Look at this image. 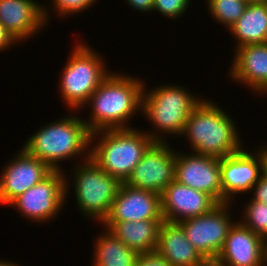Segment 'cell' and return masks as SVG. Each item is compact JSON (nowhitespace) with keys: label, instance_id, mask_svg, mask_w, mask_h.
I'll use <instances>...</instances> for the list:
<instances>
[{"label":"cell","instance_id":"cell-1","mask_svg":"<svg viewBox=\"0 0 267 266\" xmlns=\"http://www.w3.org/2000/svg\"><path fill=\"white\" fill-rule=\"evenodd\" d=\"M119 72L113 70L81 109L85 111L86 107L90 110L87 111L90 113L88 118L83 120L91 133L133 128V117L141 115L144 79Z\"/></svg>","mask_w":267,"mask_h":266},{"label":"cell","instance_id":"cell-2","mask_svg":"<svg viewBox=\"0 0 267 266\" xmlns=\"http://www.w3.org/2000/svg\"><path fill=\"white\" fill-rule=\"evenodd\" d=\"M78 112L68 111L65 116L62 114L58 119L41 124L42 127L29 135L21 147L52 170L64 171L62 162L68 160H74L73 165L87 160L90 158L91 132L83 120L84 116Z\"/></svg>","mask_w":267,"mask_h":266},{"label":"cell","instance_id":"cell-3","mask_svg":"<svg viewBox=\"0 0 267 266\" xmlns=\"http://www.w3.org/2000/svg\"><path fill=\"white\" fill-rule=\"evenodd\" d=\"M215 100L204 97L189 115L182 135L185 145L196 154L224 158L246 145L236 124L237 119ZM243 141V142H242Z\"/></svg>","mask_w":267,"mask_h":266},{"label":"cell","instance_id":"cell-4","mask_svg":"<svg viewBox=\"0 0 267 266\" xmlns=\"http://www.w3.org/2000/svg\"><path fill=\"white\" fill-rule=\"evenodd\" d=\"M180 84L163 82L150 88L144 83L141 116L151 129L143 130L155 142H170L172 136L180 138L189 115L204 98Z\"/></svg>","mask_w":267,"mask_h":266},{"label":"cell","instance_id":"cell-5","mask_svg":"<svg viewBox=\"0 0 267 266\" xmlns=\"http://www.w3.org/2000/svg\"><path fill=\"white\" fill-rule=\"evenodd\" d=\"M70 48L68 60L58 76L57 94L68 111H80L112 71L107 67L106 58L84 39H77Z\"/></svg>","mask_w":267,"mask_h":266},{"label":"cell","instance_id":"cell-6","mask_svg":"<svg viewBox=\"0 0 267 266\" xmlns=\"http://www.w3.org/2000/svg\"><path fill=\"white\" fill-rule=\"evenodd\" d=\"M72 169V170H71ZM72 173H69V172ZM66 204L72 192L79 215L101 225L109 215L122 181L100 169L91 158L65 169ZM70 174V175H69ZM71 189V191H70ZM73 190V191H72Z\"/></svg>","mask_w":267,"mask_h":266},{"label":"cell","instance_id":"cell-7","mask_svg":"<svg viewBox=\"0 0 267 266\" xmlns=\"http://www.w3.org/2000/svg\"><path fill=\"white\" fill-rule=\"evenodd\" d=\"M155 141L140 127L91 133L90 158L103 171L125 182Z\"/></svg>","mask_w":267,"mask_h":266},{"label":"cell","instance_id":"cell-8","mask_svg":"<svg viewBox=\"0 0 267 266\" xmlns=\"http://www.w3.org/2000/svg\"><path fill=\"white\" fill-rule=\"evenodd\" d=\"M65 172L53 170L41 182L15 198L11 206L22 218L43 225L54 222L66 205ZM43 223V224H40Z\"/></svg>","mask_w":267,"mask_h":266},{"label":"cell","instance_id":"cell-9","mask_svg":"<svg viewBox=\"0 0 267 266\" xmlns=\"http://www.w3.org/2000/svg\"><path fill=\"white\" fill-rule=\"evenodd\" d=\"M234 205V203H219L204 215L179 222L188 241L204 259H217L222 251L229 230L238 219L236 215L233 217V214H236L232 212Z\"/></svg>","mask_w":267,"mask_h":266},{"label":"cell","instance_id":"cell-10","mask_svg":"<svg viewBox=\"0 0 267 266\" xmlns=\"http://www.w3.org/2000/svg\"><path fill=\"white\" fill-rule=\"evenodd\" d=\"M258 145L251 151L247 146L236 154L221 158V184L226 203L233 204L237 197L249 195L264 173L263 145Z\"/></svg>","mask_w":267,"mask_h":266},{"label":"cell","instance_id":"cell-11","mask_svg":"<svg viewBox=\"0 0 267 266\" xmlns=\"http://www.w3.org/2000/svg\"><path fill=\"white\" fill-rule=\"evenodd\" d=\"M176 147L154 142L135 166L125 184L159 195L175 180Z\"/></svg>","mask_w":267,"mask_h":266},{"label":"cell","instance_id":"cell-12","mask_svg":"<svg viewBox=\"0 0 267 266\" xmlns=\"http://www.w3.org/2000/svg\"><path fill=\"white\" fill-rule=\"evenodd\" d=\"M220 165L221 158L176 149L175 180L225 203Z\"/></svg>","mask_w":267,"mask_h":266},{"label":"cell","instance_id":"cell-13","mask_svg":"<svg viewBox=\"0 0 267 266\" xmlns=\"http://www.w3.org/2000/svg\"><path fill=\"white\" fill-rule=\"evenodd\" d=\"M0 172V205L8 206L15 198L41 182L53 170L23 147L15 151Z\"/></svg>","mask_w":267,"mask_h":266},{"label":"cell","instance_id":"cell-14","mask_svg":"<svg viewBox=\"0 0 267 266\" xmlns=\"http://www.w3.org/2000/svg\"><path fill=\"white\" fill-rule=\"evenodd\" d=\"M232 54L231 65L226 71L228 78L258 97L267 89V43L244 45L233 50Z\"/></svg>","mask_w":267,"mask_h":266},{"label":"cell","instance_id":"cell-15","mask_svg":"<svg viewBox=\"0 0 267 266\" xmlns=\"http://www.w3.org/2000/svg\"><path fill=\"white\" fill-rule=\"evenodd\" d=\"M218 204L209 194L190 188L176 180L171 182L161 193L164 221L172 223L204 215Z\"/></svg>","mask_w":267,"mask_h":266},{"label":"cell","instance_id":"cell-16","mask_svg":"<svg viewBox=\"0 0 267 266\" xmlns=\"http://www.w3.org/2000/svg\"><path fill=\"white\" fill-rule=\"evenodd\" d=\"M42 3L39 0H0V23L20 44L48 29Z\"/></svg>","mask_w":267,"mask_h":266},{"label":"cell","instance_id":"cell-17","mask_svg":"<svg viewBox=\"0 0 267 266\" xmlns=\"http://www.w3.org/2000/svg\"><path fill=\"white\" fill-rule=\"evenodd\" d=\"M137 220H164L161 195L131 187L123 182L104 221Z\"/></svg>","mask_w":267,"mask_h":266},{"label":"cell","instance_id":"cell-18","mask_svg":"<svg viewBox=\"0 0 267 266\" xmlns=\"http://www.w3.org/2000/svg\"><path fill=\"white\" fill-rule=\"evenodd\" d=\"M264 239L237 220L217 259L229 266H264Z\"/></svg>","mask_w":267,"mask_h":266},{"label":"cell","instance_id":"cell-19","mask_svg":"<svg viewBox=\"0 0 267 266\" xmlns=\"http://www.w3.org/2000/svg\"><path fill=\"white\" fill-rule=\"evenodd\" d=\"M155 251L172 266H202L205 261L179 223L162 222Z\"/></svg>","mask_w":267,"mask_h":266},{"label":"cell","instance_id":"cell-20","mask_svg":"<svg viewBox=\"0 0 267 266\" xmlns=\"http://www.w3.org/2000/svg\"><path fill=\"white\" fill-rule=\"evenodd\" d=\"M164 220L103 221L108 228L130 249L139 254L156 250L159 228Z\"/></svg>","mask_w":267,"mask_h":266},{"label":"cell","instance_id":"cell-21","mask_svg":"<svg viewBox=\"0 0 267 266\" xmlns=\"http://www.w3.org/2000/svg\"><path fill=\"white\" fill-rule=\"evenodd\" d=\"M234 50L249 44L267 43V2L249 3L244 14L228 29Z\"/></svg>","mask_w":267,"mask_h":266},{"label":"cell","instance_id":"cell-22","mask_svg":"<svg viewBox=\"0 0 267 266\" xmlns=\"http://www.w3.org/2000/svg\"><path fill=\"white\" fill-rule=\"evenodd\" d=\"M101 227L93 238L91 266H135L140 254L126 246L108 228Z\"/></svg>","mask_w":267,"mask_h":266},{"label":"cell","instance_id":"cell-23","mask_svg":"<svg viewBox=\"0 0 267 266\" xmlns=\"http://www.w3.org/2000/svg\"><path fill=\"white\" fill-rule=\"evenodd\" d=\"M206 1V2H205ZM206 13L217 22L228 29L244 14L248 1L237 0H205Z\"/></svg>","mask_w":267,"mask_h":266},{"label":"cell","instance_id":"cell-24","mask_svg":"<svg viewBox=\"0 0 267 266\" xmlns=\"http://www.w3.org/2000/svg\"><path fill=\"white\" fill-rule=\"evenodd\" d=\"M245 204L241 206V215L238 220L263 239L267 238V204L259 201L245 199Z\"/></svg>","mask_w":267,"mask_h":266},{"label":"cell","instance_id":"cell-25","mask_svg":"<svg viewBox=\"0 0 267 266\" xmlns=\"http://www.w3.org/2000/svg\"><path fill=\"white\" fill-rule=\"evenodd\" d=\"M98 1L100 0H49L48 3L50 5L43 3L45 21L50 26L49 23L53 17L52 15L62 20L63 18L70 19V16H80L81 13H84L88 9L90 10L91 7L93 8L94 4H97Z\"/></svg>","mask_w":267,"mask_h":266},{"label":"cell","instance_id":"cell-26","mask_svg":"<svg viewBox=\"0 0 267 266\" xmlns=\"http://www.w3.org/2000/svg\"><path fill=\"white\" fill-rule=\"evenodd\" d=\"M192 3V0H153L152 14L158 13L162 18L176 22V19L186 16L185 13H188Z\"/></svg>","mask_w":267,"mask_h":266},{"label":"cell","instance_id":"cell-27","mask_svg":"<svg viewBox=\"0 0 267 266\" xmlns=\"http://www.w3.org/2000/svg\"><path fill=\"white\" fill-rule=\"evenodd\" d=\"M135 266H172L168 260L156 251L140 254Z\"/></svg>","mask_w":267,"mask_h":266},{"label":"cell","instance_id":"cell-28","mask_svg":"<svg viewBox=\"0 0 267 266\" xmlns=\"http://www.w3.org/2000/svg\"><path fill=\"white\" fill-rule=\"evenodd\" d=\"M252 200L267 204V175L263 173L248 195Z\"/></svg>","mask_w":267,"mask_h":266},{"label":"cell","instance_id":"cell-29","mask_svg":"<svg viewBox=\"0 0 267 266\" xmlns=\"http://www.w3.org/2000/svg\"><path fill=\"white\" fill-rule=\"evenodd\" d=\"M22 45L20 44L13 35L5 28V26L0 23V53L6 52V50H10L12 47L14 48L15 45Z\"/></svg>","mask_w":267,"mask_h":266},{"label":"cell","instance_id":"cell-30","mask_svg":"<svg viewBox=\"0 0 267 266\" xmlns=\"http://www.w3.org/2000/svg\"><path fill=\"white\" fill-rule=\"evenodd\" d=\"M128 5V8L132 9L133 12L138 11L144 15L151 13L153 9V0H123Z\"/></svg>","mask_w":267,"mask_h":266},{"label":"cell","instance_id":"cell-31","mask_svg":"<svg viewBox=\"0 0 267 266\" xmlns=\"http://www.w3.org/2000/svg\"><path fill=\"white\" fill-rule=\"evenodd\" d=\"M202 266H229V265L220 262L218 259H205Z\"/></svg>","mask_w":267,"mask_h":266},{"label":"cell","instance_id":"cell-32","mask_svg":"<svg viewBox=\"0 0 267 266\" xmlns=\"http://www.w3.org/2000/svg\"><path fill=\"white\" fill-rule=\"evenodd\" d=\"M0 266H20V263L18 264L15 261L12 262L11 259L10 260L0 259Z\"/></svg>","mask_w":267,"mask_h":266},{"label":"cell","instance_id":"cell-33","mask_svg":"<svg viewBox=\"0 0 267 266\" xmlns=\"http://www.w3.org/2000/svg\"><path fill=\"white\" fill-rule=\"evenodd\" d=\"M263 145V154H264V173L267 175V146Z\"/></svg>","mask_w":267,"mask_h":266},{"label":"cell","instance_id":"cell-34","mask_svg":"<svg viewBox=\"0 0 267 266\" xmlns=\"http://www.w3.org/2000/svg\"><path fill=\"white\" fill-rule=\"evenodd\" d=\"M263 256H264V266H267V238L264 239Z\"/></svg>","mask_w":267,"mask_h":266},{"label":"cell","instance_id":"cell-35","mask_svg":"<svg viewBox=\"0 0 267 266\" xmlns=\"http://www.w3.org/2000/svg\"><path fill=\"white\" fill-rule=\"evenodd\" d=\"M267 0H248V3H265Z\"/></svg>","mask_w":267,"mask_h":266},{"label":"cell","instance_id":"cell-36","mask_svg":"<svg viewBox=\"0 0 267 266\" xmlns=\"http://www.w3.org/2000/svg\"><path fill=\"white\" fill-rule=\"evenodd\" d=\"M258 96H259V98H261L260 96H264V98H265V96L267 97V89H265L263 92H261Z\"/></svg>","mask_w":267,"mask_h":266}]
</instances>
